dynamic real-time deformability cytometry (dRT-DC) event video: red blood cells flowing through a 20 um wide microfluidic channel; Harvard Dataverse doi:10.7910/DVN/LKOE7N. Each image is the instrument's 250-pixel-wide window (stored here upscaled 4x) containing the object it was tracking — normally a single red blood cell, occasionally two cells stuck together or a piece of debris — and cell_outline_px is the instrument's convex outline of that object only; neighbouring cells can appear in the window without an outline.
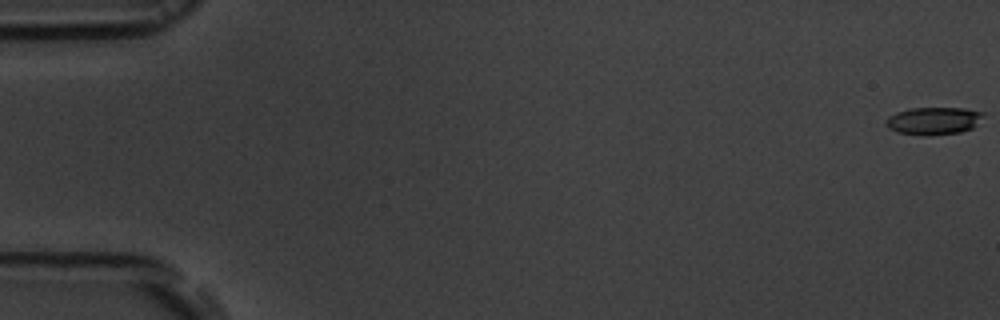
{"species": "common noctule bat (a hibernating species)", "species_latin": "Nyctalus noctula", "temperature_condition": "room temperature", "stored_images_in_passage": 57, "camera_frame_rate_fps": 3000, "um_per_image_px": 0.085, "animal": {"sex": "male", "body_mass_g": 19.5, "forearm_length_mm": 54.6}, "frame": {"image": 1, "passage_image": 1, "time_ms": 0.0, "image_size_px": [1000, 320], "cell_outline_px": [[984, 116], [972, 128], [960, 132], [928, 136], [896, 132], [888, 128], [884, 124], [884, 120], [888, 116], [896, 112], [912, 108], [964, 108], [984, 112]], "centroid_in_image_um": [79.32, 10.27], "position_along_channel_um": 5.7, "area_um2": 15.78}}
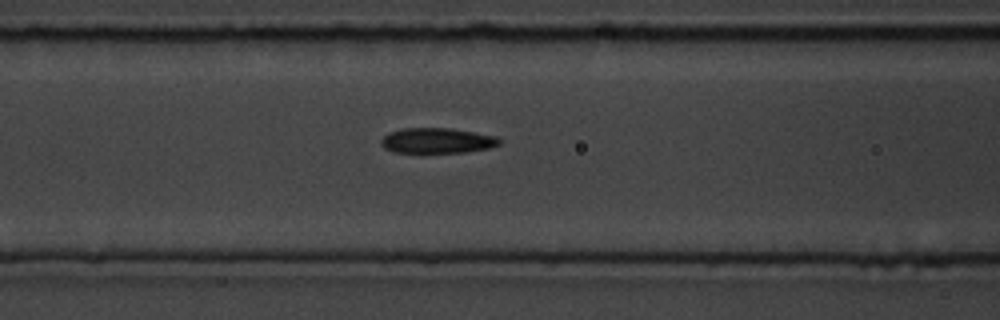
{"frame": {"image": 2, "passage_image": 24, "time_ms": 7.667, "image_size_px": [1000, 320], "cell_outline_px": [[500, 144], [488, 148], [464, 152], [392, 152], [384, 148], [380, 144], [380, 140], [388, 132], [400, 128], [452, 128], [496, 136], [500, 140]], "centroid_in_image_um": [37.1, 11.94], "position_along_channel_um": 129.5, "area_um2": 17.46}}
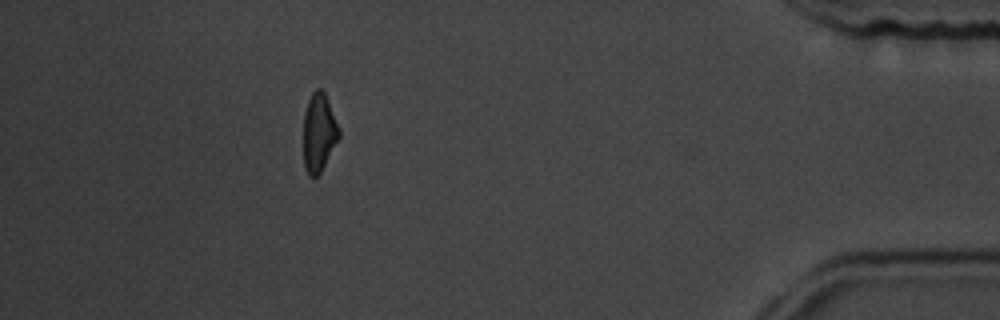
{"frame": {"image": 3, "passage_image": 51, "time_ms": 16.667, "image_size_px": [1000, 320], "cell_outline_px": [[340, 136], [320, 172], [316, 176], [308, 176], [304, 168], [304, 112], [308, 100], [312, 92], [316, 88], [320, 88], [324, 92], [340, 128]], "centroid_in_image_um": [27.1, 11.25], "position_along_channel_um": 408.1, "area_um2": 16.13}, "authors_computed_cell_mechanics": {"area_um2": 17.5134, "velocity_mm_per_s": 3.6863, "shape_relaxation_time_tau1_ms": 4.4007, "shape_relaxation_time_tau2_ms": 5.1496, "deformation_change_tau1": 0.1492, "deformation_change_tau2": 0.1217}}